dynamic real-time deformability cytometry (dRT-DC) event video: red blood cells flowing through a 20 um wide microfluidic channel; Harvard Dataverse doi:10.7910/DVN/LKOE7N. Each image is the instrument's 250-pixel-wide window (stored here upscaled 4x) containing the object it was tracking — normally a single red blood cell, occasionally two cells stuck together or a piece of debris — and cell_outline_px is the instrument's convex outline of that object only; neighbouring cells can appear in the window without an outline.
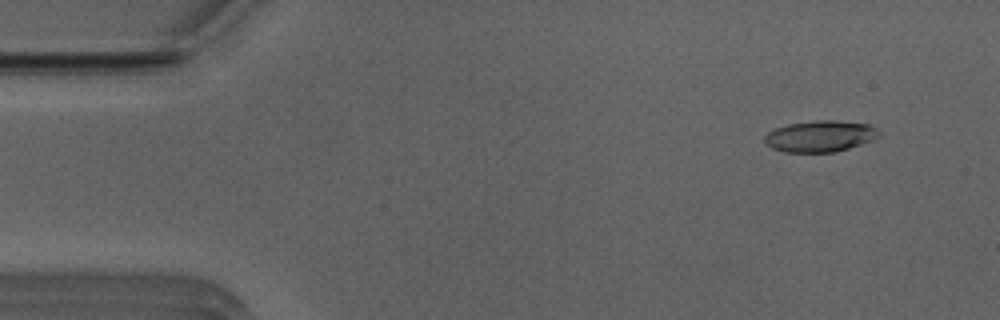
{"species": "Egyptian fruit bat (a non-hibernating species)", "species_latin": "Rousettus aegyptiacus", "temperature_condition": "room temperature", "stored_images_in_passage": 21, "camera_frame_rate_fps": 3000, "um_per_image_px": 0.085, "animal": {"sex": "male"}, "frame": {"image": 1, "passage_image": 4, "time_ms": 1.0, "image_size_px": [1000, 320], "cell_outline_px": [[880, 136], [872, 140], [836, 152], [784, 152], [772, 148], [764, 144], [764, 136], [768, 132], [776, 128], [788, 124], [816, 120], [836, 120], [868, 124], [876, 128], [880, 132]], "centroid_in_image_um": [69.69, 11.58], "position_along_channel_um": 15.3, "area_um2": 20.92}}
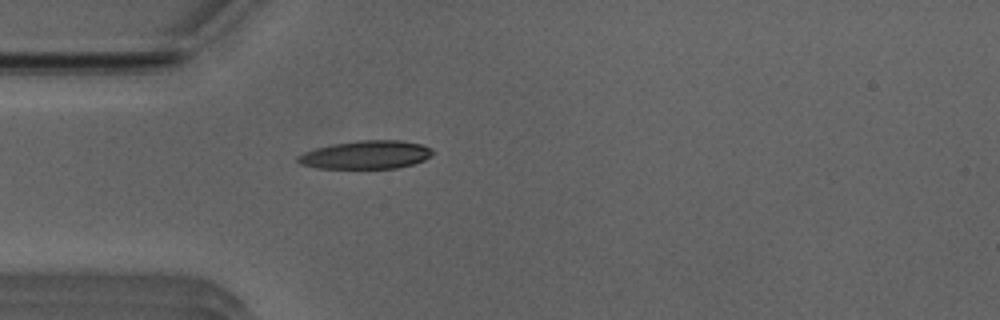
{"frame": {"image": 2, "passage_image": 14, "time_ms": 4.333, "image_size_px": [1000, 320], "cell_outline_px": [[432, 156], [424, 160], [412, 164], [396, 168], [320, 168], [300, 164], [296, 160], [296, 156], [304, 152], [316, 148], [332, 144], [360, 140], [400, 140], [424, 144], [432, 148]], "centroid_in_image_um": [31.13, 13.15], "position_along_channel_um": 53.9, "area_um2": 22.25}}